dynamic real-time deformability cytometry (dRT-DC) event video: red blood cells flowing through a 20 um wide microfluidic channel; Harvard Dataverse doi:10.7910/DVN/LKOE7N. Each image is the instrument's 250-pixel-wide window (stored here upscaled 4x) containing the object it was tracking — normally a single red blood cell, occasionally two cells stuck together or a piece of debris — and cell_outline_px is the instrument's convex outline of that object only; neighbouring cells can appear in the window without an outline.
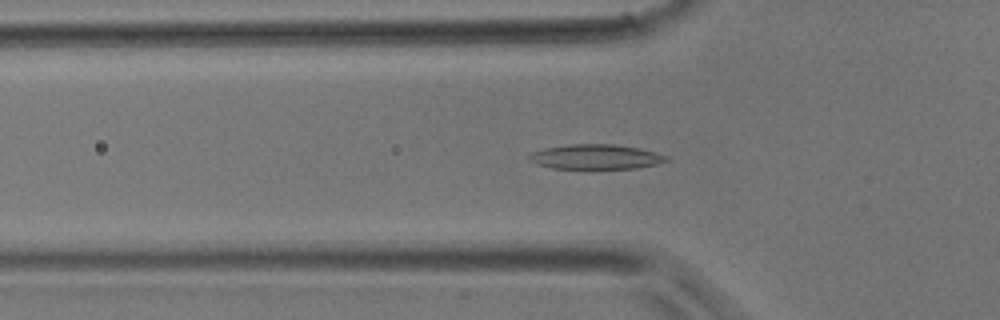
{"species": "common noctule bat (a hibernating species)", "species_latin": "Nyctalus noctula", "temperature_condition": "room temperature", "stored_images_in_passage": 38, "camera_frame_rate_fps": 3000, "um_per_image_px": 0.085, "animal": {"sex": "male", "body_mass_g": 17.9}, "frame": {"image": 1, "passage_image": 11, "time_ms": 3.333, "image_size_px": [1000, 320], "cell_outline_px": [[672, 160], [660, 164], [636, 168], [592, 172], [584, 172], [552, 168], [536, 164], [528, 160], [528, 156], [532, 152], [544, 148], [568, 144], [616, 144], [640, 148], [656, 152], [668, 156]], "centroid_in_image_um": [50.67, 13.39], "position_along_channel_um": 75.1, "area_um2": 21.39}}
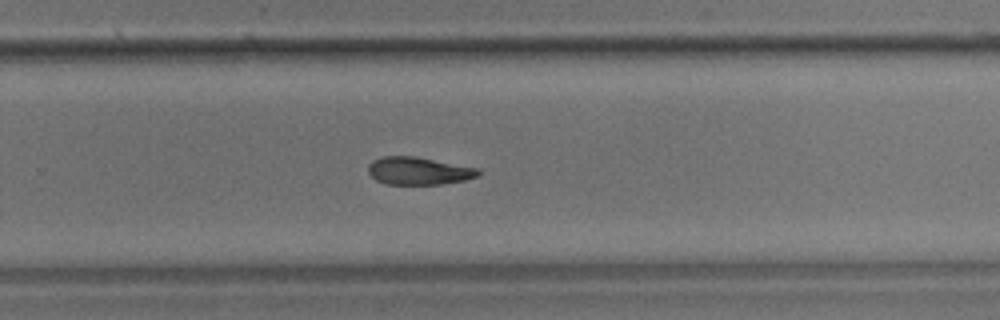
{"frame": {"image": 2, "passage_image": 24, "time_ms": 7.667, "image_size_px": [1000, 320], "cell_outline_px": [[480, 176], [464, 180], [444, 184], [384, 184], [376, 180], [368, 172], [368, 164], [372, 160], [384, 156], [416, 156], [480, 168]], "centroid_in_image_um": [35.6, 14.52], "position_along_channel_um": 294.2, "area_um2": 17.98}}
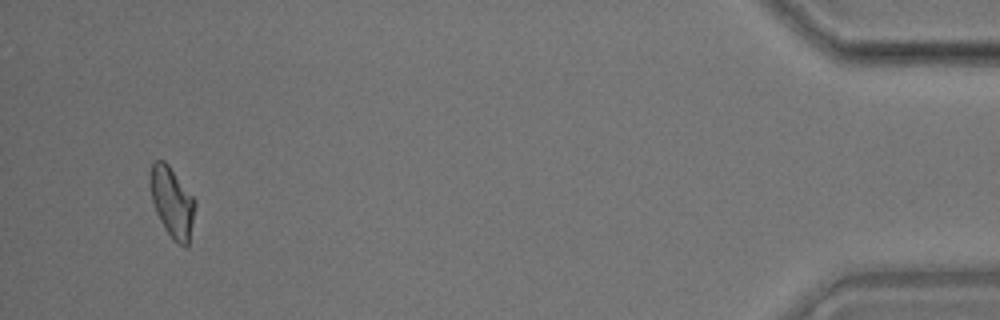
{"frame": {"image": 3, "passage_image": 36, "time_ms": 11.667, "image_size_px": [1000, 320], "cell_outline_px": [[196, 204], [188, 244], [184, 248], [172, 240], [164, 228], [156, 212], [152, 200], [152, 164], [156, 160], [164, 160], [168, 164], [196, 200]], "centroid_in_image_um": [14.67, 17.24], "position_along_channel_um": 420.5, "area_um2": 17.98}}